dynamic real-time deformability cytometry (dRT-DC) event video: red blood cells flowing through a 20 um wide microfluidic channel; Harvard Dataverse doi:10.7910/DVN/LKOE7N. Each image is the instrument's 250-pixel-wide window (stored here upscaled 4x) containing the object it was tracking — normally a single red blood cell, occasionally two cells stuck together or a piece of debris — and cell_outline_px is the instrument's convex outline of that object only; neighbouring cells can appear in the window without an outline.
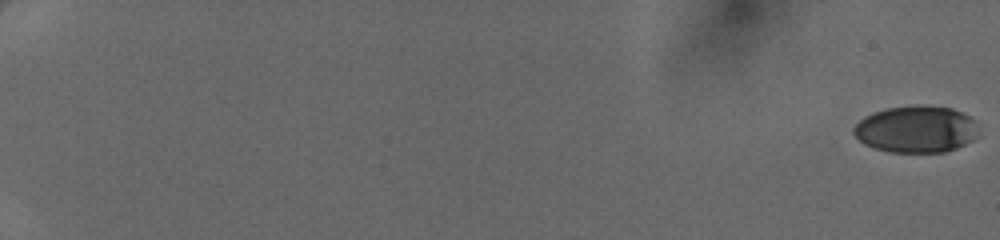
{"species": "human", "species_latin": "Homo sapiens", "temperature_condition": "cold", "stored_images_in_passage": 22, "camera_frame_rate_fps": 3000, "um_per_image_px": 0.085, "donor": {"sex": "female"}, "frame": {"image": 1, "passage_image": 1, "time_ms": 0.0, "image_size_px": [1000, 240], "cell_outline_px": [[976, 136], [972, 140], [956, 148], [944, 152], [888, 152], [864, 144], [852, 132], [852, 128], [864, 116], [872, 112], [888, 108], [952, 108], [976, 120]], "centroid_in_image_um": [77.84, 11.03], "position_along_channel_um": 7.2, "area_um2": 33.18}}
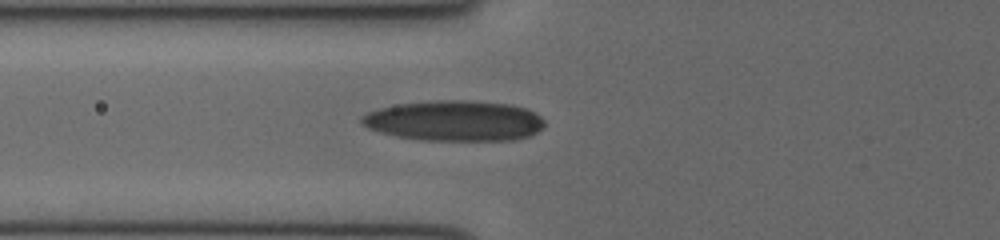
{"frame": {"image": 2, "passage_image": 19, "time_ms": 6.0, "image_size_px": [1000, 240], "cell_outline_px": [[544, 124], [536, 132], [528, 136], [512, 140], [420, 140], [396, 136], [380, 132], [368, 128], [360, 124], [360, 116], [368, 112], [380, 108], [400, 104], [436, 100], [468, 100], [512, 104], [528, 108], [540, 116], [544, 120]], "centroid_in_image_um": [38.62, 10.26], "position_along_channel_um": 87.2, "area_um2": 43.23}}
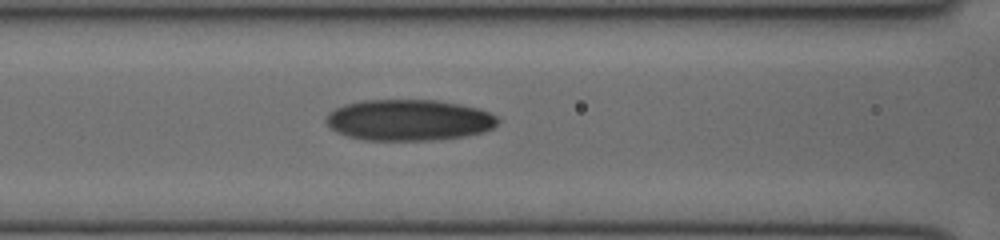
{"frame": {"image": 3, "passage_image": 22, "time_ms": 7.0, "image_size_px": [1000, 240], "cell_outline_px": [[500, 120], [492, 128], [484, 132], [464, 136], [440, 140], [364, 140], [348, 136], [336, 132], [328, 128], [324, 120], [336, 108], [344, 104], [364, 100], [436, 100], [460, 104], [480, 108], [496, 116]], "centroid_in_image_um": [34.76, 10.21], "position_along_channel_um": 131.8, "area_um2": 41.38}}